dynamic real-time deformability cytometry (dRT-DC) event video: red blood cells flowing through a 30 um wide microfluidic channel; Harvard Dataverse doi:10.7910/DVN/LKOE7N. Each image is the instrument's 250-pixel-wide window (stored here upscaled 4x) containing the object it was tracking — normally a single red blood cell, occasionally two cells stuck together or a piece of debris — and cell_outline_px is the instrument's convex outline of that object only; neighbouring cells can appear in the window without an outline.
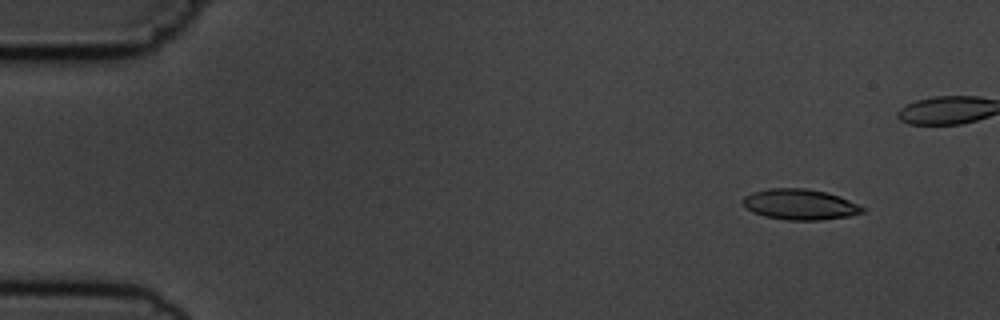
{"species": "common noctule bat (a hibernating species)", "species_latin": "Nyctalus noctula", "temperature_condition": "cold", "stored_images_in_passage": 7, "camera_frame_rate_fps": 3000, "um_per_image_px": 0.085, "animal": {"sex": "male", "body_mass_g": 19.5, "forearm_length_mm": 54.6}, "frame": {"image": 1, "passage_image": 2, "time_ms": 1.333, "image_size_px": [1000, 320], "cell_outline_px": [[868, 208], [864, 212], [848, 216], [820, 220], [788, 220], [764, 216], [752, 212], [744, 204], [744, 196], [752, 192], [768, 188], [804, 188], [828, 192], [840, 196]], "centroid_in_image_um": [68.04, 17.37], "position_along_channel_um": 17.0, "area_um2": 21.44}}
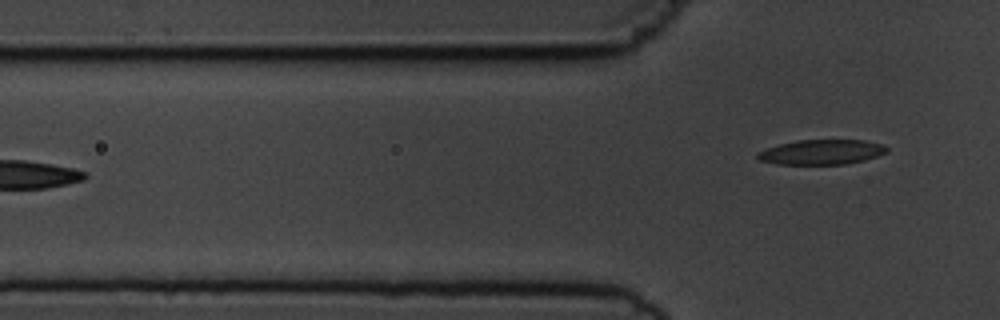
{"frame": {"image": 2, "passage_image": 7, "time_ms": 7.0, "image_size_px": [1000, 320], "cell_outline_px": [[888, 152], [864, 160], [844, 164], [776, 164], [760, 160], [756, 156], [756, 152], [780, 144], [796, 140], [864, 140], [884, 144], [888, 148]], "centroid_in_image_um": [69.85, 12.92], "position_along_channel_um": 56.0, "area_um2": 18.73}}